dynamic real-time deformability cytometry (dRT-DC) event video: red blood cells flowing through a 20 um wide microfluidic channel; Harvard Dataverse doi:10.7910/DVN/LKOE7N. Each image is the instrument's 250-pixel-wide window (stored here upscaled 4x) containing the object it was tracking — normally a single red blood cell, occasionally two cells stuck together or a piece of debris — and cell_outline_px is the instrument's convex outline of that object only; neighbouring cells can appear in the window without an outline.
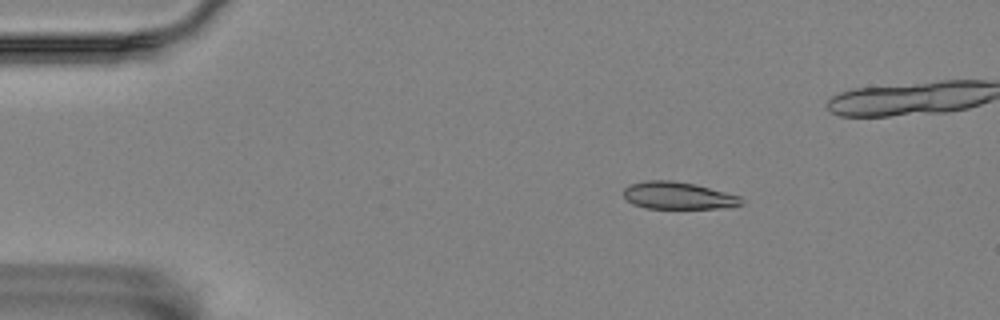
{"species": "Egyptian fruit bat (a non-hibernating species)", "species_latin": "Rousettus aegyptiacus", "temperature_condition": "room temperature", "stored_images_in_passage": 4, "camera_frame_rate_fps": 3000, "um_per_image_px": 0.085, "animal": {"sex": "female"}, "frame": {"image": 1, "passage_image": 2, "time_ms": 0.333, "image_size_px": [1000, 320], "cell_outline_px": [[744, 204], [720, 208], [648, 208], [632, 204], [624, 196], [624, 188], [628, 184], [644, 180], [672, 180], [696, 184], [740, 196], [744, 200]], "centroid_in_image_um": [57.63, 16.61], "position_along_channel_um": 27.4, "area_um2": 18.79}}